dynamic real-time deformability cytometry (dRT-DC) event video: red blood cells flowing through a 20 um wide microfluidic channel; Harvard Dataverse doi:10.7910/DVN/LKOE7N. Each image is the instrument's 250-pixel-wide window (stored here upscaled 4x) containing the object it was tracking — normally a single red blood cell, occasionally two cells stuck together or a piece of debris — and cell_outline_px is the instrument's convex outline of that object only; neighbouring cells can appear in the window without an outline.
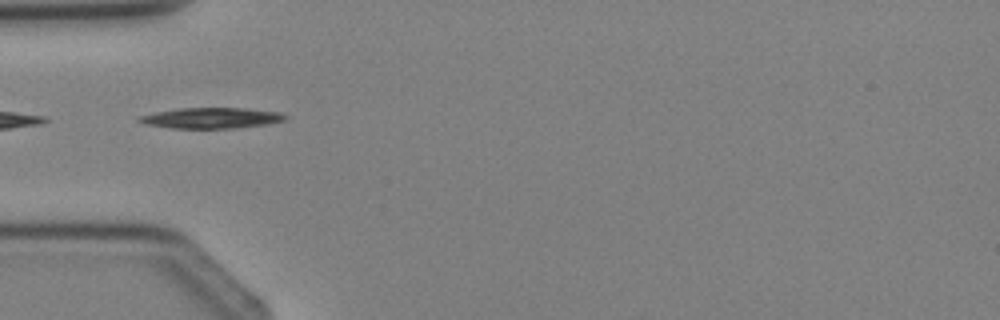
{"species": "Egyptian fruit bat (a non-hibernating species)", "species_latin": "Rousettus aegyptiacus", "temperature_condition": "cold", "stored_images_in_passage": 2, "camera_frame_rate_fps": 3000, "um_per_image_px": 0.085, "animal": {"sex": "female"}, "frame": {"image": 1, "passage_image": 2, "time_ms": 1.333, "image_size_px": [1000, 320], "cell_outline_px": [[288, 116], [284, 120], [268, 124], [236, 128], [172, 128], [144, 124], [136, 120], [140, 116], [152, 112], [180, 108], [244, 108], [280, 112]], "centroid_in_image_um": [17.94, 10.03], "position_along_channel_um": 67.1, "area_um2": 17.69}}